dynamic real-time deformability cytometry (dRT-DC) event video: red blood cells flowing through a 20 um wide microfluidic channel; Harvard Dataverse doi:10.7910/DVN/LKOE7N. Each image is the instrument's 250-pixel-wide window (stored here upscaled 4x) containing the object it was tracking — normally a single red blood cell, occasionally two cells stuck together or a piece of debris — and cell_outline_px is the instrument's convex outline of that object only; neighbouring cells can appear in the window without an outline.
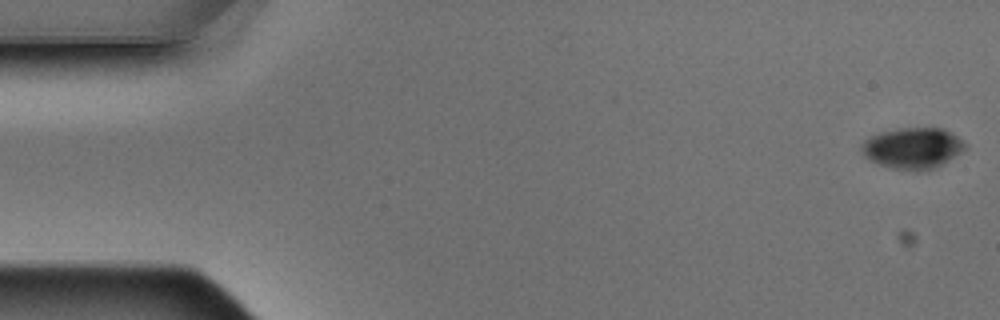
{"species": "Egyptian fruit bat (a non-hibernating species)", "species_latin": "Rousettus aegyptiacus", "temperature_condition": "warm", "stored_images_in_passage": 7, "camera_frame_rate_fps": 3000, "um_per_image_px": 0.085, "animal": {"sex": "male"}, "frame": {"image": 1, "passage_image": 1, "time_ms": 0.0, "image_size_px": [1000, 320], "cell_outline_px": [[968, 148], [936, 168], [924, 172], [916, 172], [892, 168], [868, 160], [864, 156], [860, 148], [860, 144], [864, 140], [880, 132], [900, 128], [944, 128], [952, 132], [968, 144]], "centroid_in_image_um": [77.61, 12.61], "position_along_channel_um": 7.4, "area_um2": 25.32}}
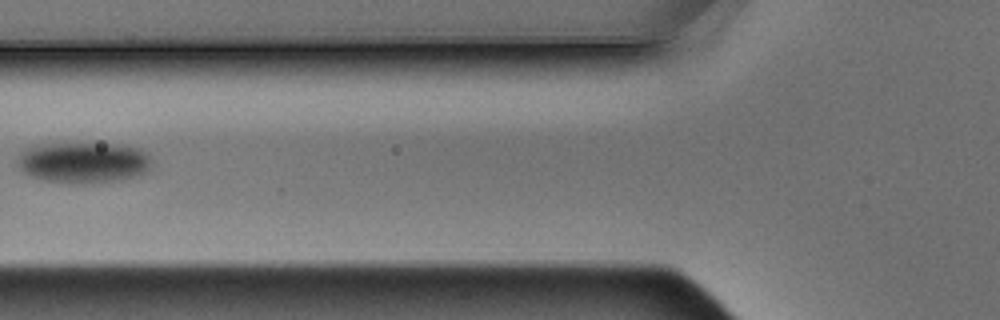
{"frame": {"image": 2, "passage_image": 6, "time_ms": 1.667, "image_size_px": [1000, 320], "cell_outline_px": [[148, 168], [144, 172], [120, 180], [88, 184], [72, 184], [44, 180], [28, 176], [16, 164], [16, 156], [20, 152], [36, 144], [100, 140], [124, 144], [140, 148], [148, 152]], "centroid_in_image_um": [7.03, 13.75], "position_along_channel_um": 118.8, "area_um2": 33.52}}
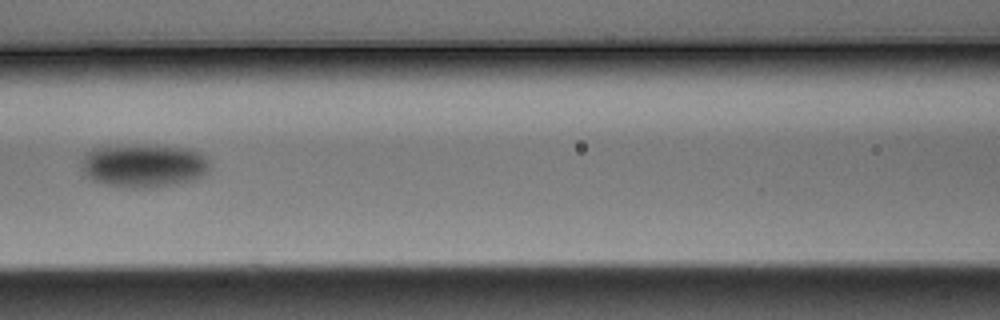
{"frame": {"image": 3, "passage_image": 7, "time_ms": 2.0, "image_size_px": [1000, 320], "cell_outline_px": [[208, 168], [200, 176], [192, 180], [152, 188], [128, 188], [108, 184], [92, 180], [80, 168], [84, 156], [92, 148], [192, 148], [200, 152], [208, 160]], "centroid_in_image_um": [12.21, 14.13], "position_along_channel_um": 154.4, "area_um2": 30.92}}